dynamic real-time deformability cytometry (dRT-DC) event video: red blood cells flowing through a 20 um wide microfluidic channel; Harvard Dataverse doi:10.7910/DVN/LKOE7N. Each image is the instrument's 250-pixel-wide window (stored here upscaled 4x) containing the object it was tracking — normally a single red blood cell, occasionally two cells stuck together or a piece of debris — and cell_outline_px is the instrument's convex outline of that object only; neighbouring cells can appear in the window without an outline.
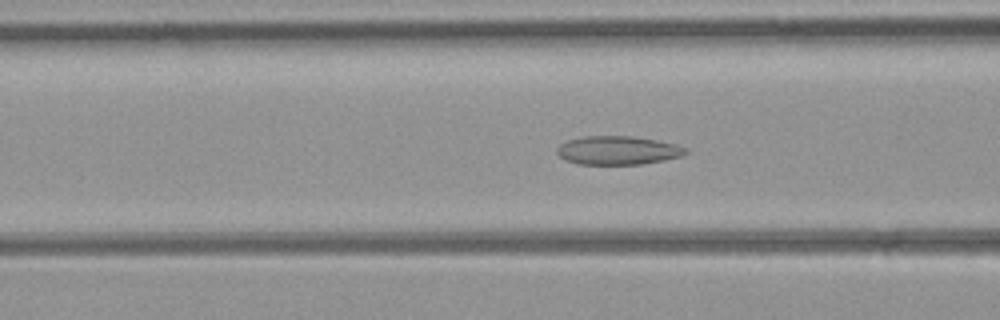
{"species": "common noctule bat (a hibernating species)", "species_latin": "Nyctalus noctula", "temperature_condition": "room temperature", "stored_images_in_passage": 28, "camera_frame_rate_fps": 3000, "um_per_image_px": 0.085, "animal": {"sex": "female", "body_mass_g": 21.9}, "frame": {"image": 1, "passage_image": 5, "time_ms": 1.333, "image_size_px": [1000, 320], "cell_outline_px": [[692, 152], [680, 156], [664, 160], [640, 164], [576, 164], [564, 160], [556, 152], [556, 148], [560, 144], [568, 140], [580, 136], [632, 136], [656, 140], [676, 144], [688, 148]], "centroid_in_image_um": [52.52, 12.78], "position_along_channel_um": 114.1, "area_um2": 21.68}}
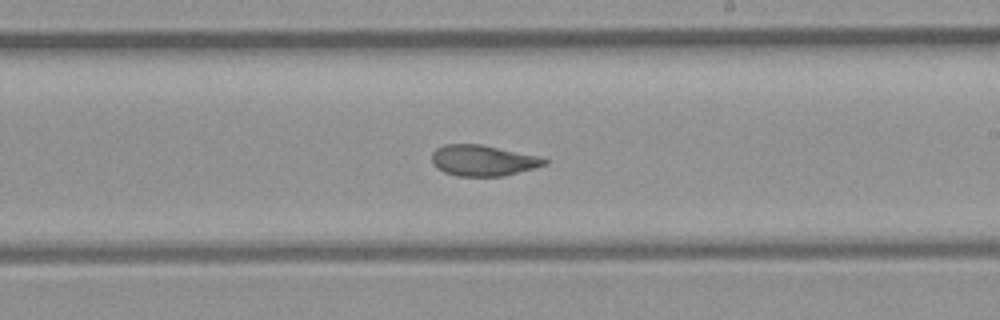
{"frame": {"image": 2, "passage_image": 15, "time_ms": 4.667, "image_size_px": [1000, 320], "cell_outline_px": [[548, 164], [536, 168], [504, 176], [456, 176], [444, 172], [436, 168], [432, 164], [432, 152], [436, 148], [444, 144], [480, 144], [540, 156], [548, 160]], "centroid_in_image_um": [41.06, 13.64], "position_along_channel_um": 247.9, "area_um2": 20.52}}
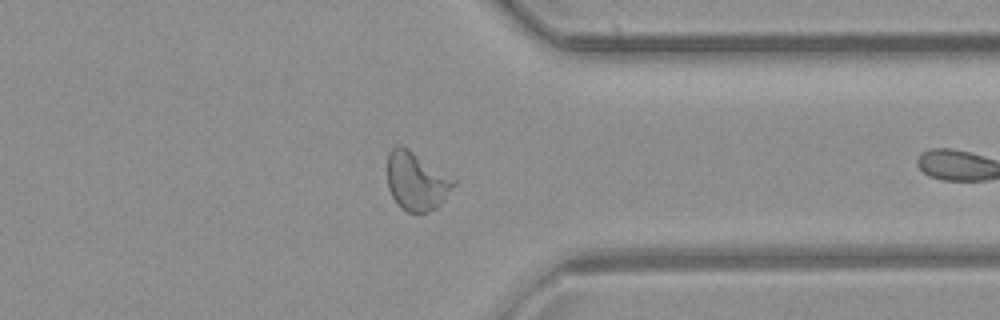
{"frame": {"image": 3, "passage_image": 25, "time_ms": 8.0, "image_size_px": [1000, 320], "cell_outline_px": [[456, 184], [440, 204], [436, 208], [428, 212], [408, 212], [392, 196], [388, 188], [388, 152], [396, 144], [400, 144], [408, 148], [456, 180]], "centroid_in_image_um": [35.39, 15.37], "position_along_channel_um": 376.0, "area_um2": 22.25}, "authors_computed_cell_mechanics": {"area_um2": 21.0392, "velocity_mm_per_s": 4.0095, "shape_relaxation_time_tau1_ms": null, "shape_relaxation_time_tau2_ms": 1.1363, "deformation_change_tau1": null, "deformation_change_tau2": 0.0815}}